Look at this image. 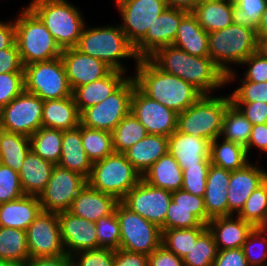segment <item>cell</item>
Listing matches in <instances>:
<instances>
[{
    "mask_svg": "<svg viewBox=\"0 0 267 266\" xmlns=\"http://www.w3.org/2000/svg\"><path fill=\"white\" fill-rule=\"evenodd\" d=\"M39 197L23 195L0 204V227L27 230L41 212Z\"/></svg>",
    "mask_w": 267,
    "mask_h": 266,
    "instance_id": "cell-27",
    "label": "cell"
},
{
    "mask_svg": "<svg viewBox=\"0 0 267 266\" xmlns=\"http://www.w3.org/2000/svg\"><path fill=\"white\" fill-rule=\"evenodd\" d=\"M71 257L72 266H113L115 250L101 247L77 252Z\"/></svg>",
    "mask_w": 267,
    "mask_h": 266,
    "instance_id": "cell-52",
    "label": "cell"
},
{
    "mask_svg": "<svg viewBox=\"0 0 267 266\" xmlns=\"http://www.w3.org/2000/svg\"><path fill=\"white\" fill-rule=\"evenodd\" d=\"M256 38H267V3L261 16L260 24L256 29Z\"/></svg>",
    "mask_w": 267,
    "mask_h": 266,
    "instance_id": "cell-66",
    "label": "cell"
},
{
    "mask_svg": "<svg viewBox=\"0 0 267 266\" xmlns=\"http://www.w3.org/2000/svg\"><path fill=\"white\" fill-rule=\"evenodd\" d=\"M136 86L134 77H129L115 92L101 103L81 113L83 126L112 132L121 120L130 113L131 98Z\"/></svg>",
    "mask_w": 267,
    "mask_h": 266,
    "instance_id": "cell-10",
    "label": "cell"
},
{
    "mask_svg": "<svg viewBox=\"0 0 267 266\" xmlns=\"http://www.w3.org/2000/svg\"><path fill=\"white\" fill-rule=\"evenodd\" d=\"M213 266H249L242 248L218 250Z\"/></svg>",
    "mask_w": 267,
    "mask_h": 266,
    "instance_id": "cell-59",
    "label": "cell"
},
{
    "mask_svg": "<svg viewBox=\"0 0 267 266\" xmlns=\"http://www.w3.org/2000/svg\"><path fill=\"white\" fill-rule=\"evenodd\" d=\"M24 90L43 101L72 96L61 57L24 66Z\"/></svg>",
    "mask_w": 267,
    "mask_h": 266,
    "instance_id": "cell-8",
    "label": "cell"
},
{
    "mask_svg": "<svg viewBox=\"0 0 267 266\" xmlns=\"http://www.w3.org/2000/svg\"><path fill=\"white\" fill-rule=\"evenodd\" d=\"M218 139L220 137L211 141L210 144L211 164L225 170L235 171L250 162L245 147L225 139H222L223 142L219 143Z\"/></svg>",
    "mask_w": 267,
    "mask_h": 266,
    "instance_id": "cell-36",
    "label": "cell"
},
{
    "mask_svg": "<svg viewBox=\"0 0 267 266\" xmlns=\"http://www.w3.org/2000/svg\"><path fill=\"white\" fill-rule=\"evenodd\" d=\"M29 258L26 231L0 227V259L22 266Z\"/></svg>",
    "mask_w": 267,
    "mask_h": 266,
    "instance_id": "cell-37",
    "label": "cell"
},
{
    "mask_svg": "<svg viewBox=\"0 0 267 266\" xmlns=\"http://www.w3.org/2000/svg\"><path fill=\"white\" fill-rule=\"evenodd\" d=\"M130 113L146 128L148 134L169 137L177 130L178 114L146 96L137 86L132 94Z\"/></svg>",
    "mask_w": 267,
    "mask_h": 266,
    "instance_id": "cell-16",
    "label": "cell"
},
{
    "mask_svg": "<svg viewBox=\"0 0 267 266\" xmlns=\"http://www.w3.org/2000/svg\"><path fill=\"white\" fill-rule=\"evenodd\" d=\"M257 52L267 58V38H257Z\"/></svg>",
    "mask_w": 267,
    "mask_h": 266,
    "instance_id": "cell-67",
    "label": "cell"
},
{
    "mask_svg": "<svg viewBox=\"0 0 267 266\" xmlns=\"http://www.w3.org/2000/svg\"><path fill=\"white\" fill-rule=\"evenodd\" d=\"M172 45L190 55L209 57L208 33L191 12L181 19Z\"/></svg>",
    "mask_w": 267,
    "mask_h": 266,
    "instance_id": "cell-31",
    "label": "cell"
},
{
    "mask_svg": "<svg viewBox=\"0 0 267 266\" xmlns=\"http://www.w3.org/2000/svg\"><path fill=\"white\" fill-rule=\"evenodd\" d=\"M15 43V23L0 21V50L10 48Z\"/></svg>",
    "mask_w": 267,
    "mask_h": 266,
    "instance_id": "cell-64",
    "label": "cell"
},
{
    "mask_svg": "<svg viewBox=\"0 0 267 266\" xmlns=\"http://www.w3.org/2000/svg\"><path fill=\"white\" fill-rule=\"evenodd\" d=\"M172 201L176 203V207L205 208L203 197L193 195L182 189L172 192Z\"/></svg>",
    "mask_w": 267,
    "mask_h": 266,
    "instance_id": "cell-61",
    "label": "cell"
},
{
    "mask_svg": "<svg viewBox=\"0 0 267 266\" xmlns=\"http://www.w3.org/2000/svg\"><path fill=\"white\" fill-rule=\"evenodd\" d=\"M161 70L187 82L188 53L173 45L159 48L149 57Z\"/></svg>",
    "mask_w": 267,
    "mask_h": 266,
    "instance_id": "cell-43",
    "label": "cell"
},
{
    "mask_svg": "<svg viewBox=\"0 0 267 266\" xmlns=\"http://www.w3.org/2000/svg\"><path fill=\"white\" fill-rule=\"evenodd\" d=\"M148 266H185L183 259L160 245L148 255Z\"/></svg>",
    "mask_w": 267,
    "mask_h": 266,
    "instance_id": "cell-58",
    "label": "cell"
},
{
    "mask_svg": "<svg viewBox=\"0 0 267 266\" xmlns=\"http://www.w3.org/2000/svg\"><path fill=\"white\" fill-rule=\"evenodd\" d=\"M54 167L55 164L30 150L18 173L24 194L39 197L47 186Z\"/></svg>",
    "mask_w": 267,
    "mask_h": 266,
    "instance_id": "cell-29",
    "label": "cell"
},
{
    "mask_svg": "<svg viewBox=\"0 0 267 266\" xmlns=\"http://www.w3.org/2000/svg\"><path fill=\"white\" fill-rule=\"evenodd\" d=\"M188 13L182 9L166 8L149 27L145 37L134 47L139 59L149 58L159 48L172 45L181 19Z\"/></svg>",
    "mask_w": 267,
    "mask_h": 266,
    "instance_id": "cell-17",
    "label": "cell"
},
{
    "mask_svg": "<svg viewBox=\"0 0 267 266\" xmlns=\"http://www.w3.org/2000/svg\"><path fill=\"white\" fill-rule=\"evenodd\" d=\"M209 57L226 75V84L236 78L229 65H241L257 51L256 31L252 28L231 24L228 27L208 33Z\"/></svg>",
    "mask_w": 267,
    "mask_h": 266,
    "instance_id": "cell-2",
    "label": "cell"
},
{
    "mask_svg": "<svg viewBox=\"0 0 267 266\" xmlns=\"http://www.w3.org/2000/svg\"><path fill=\"white\" fill-rule=\"evenodd\" d=\"M211 141L175 130L168 137V153L182 170L193 166H210Z\"/></svg>",
    "mask_w": 267,
    "mask_h": 266,
    "instance_id": "cell-20",
    "label": "cell"
},
{
    "mask_svg": "<svg viewBox=\"0 0 267 266\" xmlns=\"http://www.w3.org/2000/svg\"><path fill=\"white\" fill-rule=\"evenodd\" d=\"M266 179L267 172L251 162L231 171L227 189L228 216L238 214L252 192Z\"/></svg>",
    "mask_w": 267,
    "mask_h": 266,
    "instance_id": "cell-21",
    "label": "cell"
},
{
    "mask_svg": "<svg viewBox=\"0 0 267 266\" xmlns=\"http://www.w3.org/2000/svg\"><path fill=\"white\" fill-rule=\"evenodd\" d=\"M17 16L14 20L15 42L23 66L61 56L62 49L42 20L28 6Z\"/></svg>",
    "mask_w": 267,
    "mask_h": 266,
    "instance_id": "cell-4",
    "label": "cell"
},
{
    "mask_svg": "<svg viewBox=\"0 0 267 266\" xmlns=\"http://www.w3.org/2000/svg\"><path fill=\"white\" fill-rule=\"evenodd\" d=\"M194 227H207L206 208L176 207V203L171 201L161 231Z\"/></svg>",
    "mask_w": 267,
    "mask_h": 266,
    "instance_id": "cell-41",
    "label": "cell"
},
{
    "mask_svg": "<svg viewBox=\"0 0 267 266\" xmlns=\"http://www.w3.org/2000/svg\"><path fill=\"white\" fill-rule=\"evenodd\" d=\"M0 126H1V108H0Z\"/></svg>",
    "mask_w": 267,
    "mask_h": 266,
    "instance_id": "cell-74",
    "label": "cell"
},
{
    "mask_svg": "<svg viewBox=\"0 0 267 266\" xmlns=\"http://www.w3.org/2000/svg\"><path fill=\"white\" fill-rule=\"evenodd\" d=\"M225 1L232 6H237L242 0H225Z\"/></svg>",
    "mask_w": 267,
    "mask_h": 266,
    "instance_id": "cell-69",
    "label": "cell"
},
{
    "mask_svg": "<svg viewBox=\"0 0 267 266\" xmlns=\"http://www.w3.org/2000/svg\"><path fill=\"white\" fill-rule=\"evenodd\" d=\"M210 166H193L182 171V190L203 197Z\"/></svg>",
    "mask_w": 267,
    "mask_h": 266,
    "instance_id": "cell-54",
    "label": "cell"
},
{
    "mask_svg": "<svg viewBox=\"0 0 267 266\" xmlns=\"http://www.w3.org/2000/svg\"><path fill=\"white\" fill-rule=\"evenodd\" d=\"M75 48L83 54L103 61L112 70L127 71L121 63L123 58H134L136 63L139 61L134 46L129 42L120 25L84 27Z\"/></svg>",
    "mask_w": 267,
    "mask_h": 266,
    "instance_id": "cell-3",
    "label": "cell"
},
{
    "mask_svg": "<svg viewBox=\"0 0 267 266\" xmlns=\"http://www.w3.org/2000/svg\"><path fill=\"white\" fill-rule=\"evenodd\" d=\"M44 101L24 90L1 108V126L4 130L31 137L42 127Z\"/></svg>",
    "mask_w": 267,
    "mask_h": 266,
    "instance_id": "cell-11",
    "label": "cell"
},
{
    "mask_svg": "<svg viewBox=\"0 0 267 266\" xmlns=\"http://www.w3.org/2000/svg\"><path fill=\"white\" fill-rule=\"evenodd\" d=\"M24 91V72L0 74V108Z\"/></svg>",
    "mask_w": 267,
    "mask_h": 266,
    "instance_id": "cell-53",
    "label": "cell"
},
{
    "mask_svg": "<svg viewBox=\"0 0 267 266\" xmlns=\"http://www.w3.org/2000/svg\"><path fill=\"white\" fill-rule=\"evenodd\" d=\"M86 183L87 179L81 174L55 165L47 186L39 195L42 211L53 213L68 211L74 198Z\"/></svg>",
    "mask_w": 267,
    "mask_h": 266,
    "instance_id": "cell-12",
    "label": "cell"
},
{
    "mask_svg": "<svg viewBox=\"0 0 267 266\" xmlns=\"http://www.w3.org/2000/svg\"><path fill=\"white\" fill-rule=\"evenodd\" d=\"M252 126L251 122L231 103L223 116L220 138L246 147Z\"/></svg>",
    "mask_w": 267,
    "mask_h": 266,
    "instance_id": "cell-39",
    "label": "cell"
},
{
    "mask_svg": "<svg viewBox=\"0 0 267 266\" xmlns=\"http://www.w3.org/2000/svg\"><path fill=\"white\" fill-rule=\"evenodd\" d=\"M122 1H124V0H115V3L118 4V3L122 2Z\"/></svg>",
    "mask_w": 267,
    "mask_h": 266,
    "instance_id": "cell-73",
    "label": "cell"
},
{
    "mask_svg": "<svg viewBox=\"0 0 267 266\" xmlns=\"http://www.w3.org/2000/svg\"><path fill=\"white\" fill-rule=\"evenodd\" d=\"M247 65L244 78L241 80L261 83L267 81V58L263 57L257 51L251 54L241 65Z\"/></svg>",
    "mask_w": 267,
    "mask_h": 266,
    "instance_id": "cell-55",
    "label": "cell"
},
{
    "mask_svg": "<svg viewBox=\"0 0 267 266\" xmlns=\"http://www.w3.org/2000/svg\"><path fill=\"white\" fill-rule=\"evenodd\" d=\"M10 72H24L16 42L10 48L0 50V74Z\"/></svg>",
    "mask_w": 267,
    "mask_h": 266,
    "instance_id": "cell-56",
    "label": "cell"
},
{
    "mask_svg": "<svg viewBox=\"0 0 267 266\" xmlns=\"http://www.w3.org/2000/svg\"><path fill=\"white\" fill-rule=\"evenodd\" d=\"M118 202L114 196L97 191L86 183L74 198L68 211L77 217L96 222L110 215Z\"/></svg>",
    "mask_w": 267,
    "mask_h": 266,
    "instance_id": "cell-22",
    "label": "cell"
},
{
    "mask_svg": "<svg viewBox=\"0 0 267 266\" xmlns=\"http://www.w3.org/2000/svg\"><path fill=\"white\" fill-rule=\"evenodd\" d=\"M218 250L242 248L254 226L234 215L210 219L207 224Z\"/></svg>",
    "mask_w": 267,
    "mask_h": 266,
    "instance_id": "cell-24",
    "label": "cell"
},
{
    "mask_svg": "<svg viewBox=\"0 0 267 266\" xmlns=\"http://www.w3.org/2000/svg\"><path fill=\"white\" fill-rule=\"evenodd\" d=\"M30 258L64 255L58 213L42 211L26 230Z\"/></svg>",
    "mask_w": 267,
    "mask_h": 266,
    "instance_id": "cell-15",
    "label": "cell"
},
{
    "mask_svg": "<svg viewBox=\"0 0 267 266\" xmlns=\"http://www.w3.org/2000/svg\"><path fill=\"white\" fill-rule=\"evenodd\" d=\"M252 125L267 123V103H232Z\"/></svg>",
    "mask_w": 267,
    "mask_h": 266,
    "instance_id": "cell-57",
    "label": "cell"
},
{
    "mask_svg": "<svg viewBox=\"0 0 267 266\" xmlns=\"http://www.w3.org/2000/svg\"><path fill=\"white\" fill-rule=\"evenodd\" d=\"M99 246L102 248H120V224L115 210L95 222Z\"/></svg>",
    "mask_w": 267,
    "mask_h": 266,
    "instance_id": "cell-49",
    "label": "cell"
},
{
    "mask_svg": "<svg viewBox=\"0 0 267 266\" xmlns=\"http://www.w3.org/2000/svg\"><path fill=\"white\" fill-rule=\"evenodd\" d=\"M28 7L42 20L60 48H74L86 26L79 9L67 0H32Z\"/></svg>",
    "mask_w": 267,
    "mask_h": 266,
    "instance_id": "cell-5",
    "label": "cell"
},
{
    "mask_svg": "<svg viewBox=\"0 0 267 266\" xmlns=\"http://www.w3.org/2000/svg\"><path fill=\"white\" fill-rule=\"evenodd\" d=\"M168 153V137L148 134L123 154L142 176L161 156Z\"/></svg>",
    "mask_w": 267,
    "mask_h": 266,
    "instance_id": "cell-30",
    "label": "cell"
},
{
    "mask_svg": "<svg viewBox=\"0 0 267 266\" xmlns=\"http://www.w3.org/2000/svg\"><path fill=\"white\" fill-rule=\"evenodd\" d=\"M58 165L77 172L86 179L90 177L92 163L82 145L81 123L76 128L63 131L62 152Z\"/></svg>",
    "mask_w": 267,
    "mask_h": 266,
    "instance_id": "cell-28",
    "label": "cell"
},
{
    "mask_svg": "<svg viewBox=\"0 0 267 266\" xmlns=\"http://www.w3.org/2000/svg\"><path fill=\"white\" fill-rule=\"evenodd\" d=\"M232 12L233 6L225 0L200 3L191 11L207 33L224 29L233 24Z\"/></svg>",
    "mask_w": 267,
    "mask_h": 266,
    "instance_id": "cell-34",
    "label": "cell"
},
{
    "mask_svg": "<svg viewBox=\"0 0 267 266\" xmlns=\"http://www.w3.org/2000/svg\"><path fill=\"white\" fill-rule=\"evenodd\" d=\"M25 195L18 172L0 163V204Z\"/></svg>",
    "mask_w": 267,
    "mask_h": 266,
    "instance_id": "cell-50",
    "label": "cell"
},
{
    "mask_svg": "<svg viewBox=\"0 0 267 266\" xmlns=\"http://www.w3.org/2000/svg\"><path fill=\"white\" fill-rule=\"evenodd\" d=\"M58 218L66 254L72 256L77 252L101 248L95 222L77 217L69 211L58 213Z\"/></svg>",
    "mask_w": 267,
    "mask_h": 266,
    "instance_id": "cell-18",
    "label": "cell"
},
{
    "mask_svg": "<svg viewBox=\"0 0 267 266\" xmlns=\"http://www.w3.org/2000/svg\"><path fill=\"white\" fill-rule=\"evenodd\" d=\"M206 229L207 227H194L163 230L161 245L183 259Z\"/></svg>",
    "mask_w": 267,
    "mask_h": 266,
    "instance_id": "cell-44",
    "label": "cell"
},
{
    "mask_svg": "<svg viewBox=\"0 0 267 266\" xmlns=\"http://www.w3.org/2000/svg\"><path fill=\"white\" fill-rule=\"evenodd\" d=\"M115 212L120 224V249L149 255L161 245L159 226L131 211L121 201Z\"/></svg>",
    "mask_w": 267,
    "mask_h": 266,
    "instance_id": "cell-9",
    "label": "cell"
},
{
    "mask_svg": "<svg viewBox=\"0 0 267 266\" xmlns=\"http://www.w3.org/2000/svg\"><path fill=\"white\" fill-rule=\"evenodd\" d=\"M254 146L262 152L267 148V123L252 126L250 139L245 147L248 156Z\"/></svg>",
    "mask_w": 267,
    "mask_h": 266,
    "instance_id": "cell-62",
    "label": "cell"
},
{
    "mask_svg": "<svg viewBox=\"0 0 267 266\" xmlns=\"http://www.w3.org/2000/svg\"><path fill=\"white\" fill-rule=\"evenodd\" d=\"M230 177L231 171L210 165L203 196L207 211V224L210 219L228 216L227 189Z\"/></svg>",
    "mask_w": 267,
    "mask_h": 266,
    "instance_id": "cell-25",
    "label": "cell"
},
{
    "mask_svg": "<svg viewBox=\"0 0 267 266\" xmlns=\"http://www.w3.org/2000/svg\"><path fill=\"white\" fill-rule=\"evenodd\" d=\"M209 1H216V0H196V5L204 2H209Z\"/></svg>",
    "mask_w": 267,
    "mask_h": 266,
    "instance_id": "cell-71",
    "label": "cell"
},
{
    "mask_svg": "<svg viewBox=\"0 0 267 266\" xmlns=\"http://www.w3.org/2000/svg\"><path fill=\"white\" fill-rule=\"evenodd\" d=\"M3 128H2V126H0V137H1V134H2V132H3Z\"/></svg>",
    "mask_w": 267,
    "mask_h": 266,
    "instance_id": "cell-72",
    "label": "cell"
},
{
    "mask_svg": "<svg viewBox=\"0 0 267 266\" xmlns=\"http://www.w3.org/2000/svg\"><path fill=\"white\" fill-rule=\"evenodd\" d=\"M237 216L251 223L254 227H259L265 221L267 216V179L252 192Z\"/></svg>",
    "mask_w": 267,
    "mask_h": 266,
    "instance_id": "cell-46",
    "label": "cell"
},
{
    "mask_svg": "<svg viewBox=\"0 0 267 266\" xmlns=\"http://www.w3.org/2000/svg\"><path fill=\"white\" fill-rule=\"evenodd\" d=\"M147 135L146 128L129 113L112 131L114 153H124Z\"/></svg>",
    "mask_w": 267,
    "mask_h": 266,
    "instance_id": "cell-40",
    "label": "cell"
},
{
    "mask_svg": "<svg viewBox=\"0 0 267 266\" xmlns=\"http://www.w3.org/2000/svg\"><path fill=\"white\" fill-rule=\"evenodd\" d=\"M136 86L149 98L182 113L202 94L180 77L161 70L150 58L139 59L134 74Z\"/></svg>",
    "mask_w": 267,
    "mask_h": 266,
    "instance_id": "cell-1",
    "label": "cell"
},
{
    "mask_svg": "<svg viewBox=\"0 0 267 266\" xmlns=\"http://www.w3.org/2000/svg\"><path fill=\"white\" fill-rule=\"evenodd\" d=\"M187 82L202 95H210L214 89L226 84V75L210 57H199L188 53Z\"/></svg>",
    "mask_w": 267,
    "mask_h": 266,
    "instance_id": "cell-26",
    "label": "cell"
},
{
    "mask_svg": "<svg viewBox=\"0 0 267 266\" xmlns=\"http://www.w3.org/2000/svg\"><path fill=\"white\" fill-rule=\"evenodd\" d=\"M264 232H267V216L265 221L259 226Z\"/></svg>",
    "mask_w": 267,
    "mask_h": 266,
    "instance_id": "cell-70",
    "label": "cell"
},
{
    "mask_svg": "<svg viewBox=\"0 0 267 266\" xmlns=\"http://www.w3.org/2000/svg\"><path fill=\"white\" fill-rule=\"evenodd\" d=\"M60 57L72 90L99 80L112 70L103 61L83 54L75 47L63 49Z\"/></svg>",
    "mask_w": 267,
    "mask_h": 266,
    "instance_id": "cell-19",
    "label": "cell"
},
{
    "mask_svg": "<svg viewBox=\"0 0 267 266\" xmlns=\"http://www.w3.org/2000/svg\"><path fill=\"white\" fill-rule=\"evenodd\" d=\"M218 248L208 228L197 238L195 244L183 258L185 266H213Z\"/></svg>",
    "mask_w": 267,
    "mask_h": 266,
    "instance_id": "cell-45",
    "label": "cell"
},
{
    "mask_svg": "<svg viewBox=\"0 0 267 266\" xmlns=\"http://www.w3.org/2000/svg\"><path fill=\"white\" fill-rule=\"evenodd\" d=\"M267 234L260 227H254L243 243L242 249L249 266H267ZM261 250H259V249ZM259 252L256 251L257 250Z\"/></svg>",
    "mask_w": 267,
    "mask_h": 266,
    "instance_id": "cell-48",
    "label": "cell"
},
{
    "mask_svg": "<svg viewBox=\"0 0 267 266\" xmlns=\"http://www.w3.org/2000/svg\"><path fill=\"white\" fill-rule=\"evenodd\" d=\"M30 148V137L3 130L0 137V163L21 170Z\"/></svg>",
    "mask_w": 267,
    "mask_h": 266,
    "instance_id": "cell-35",
    "label": "cell"
},
{
    "mask_svg": "<svg viewBox=\"0 0 267 266\" xmlns=\"http://www.w3.org/2000/svg\"><path fill=\"white\" fill-rule=\"evenodd\" d=\"M126 72L111 70L103 78L72 90V97L80 114L87 108L104 101L112 95L129 77Z\"/></svg>",
    "mask_w": 267,
    "mask_h": 266,
    "instance_id": "cell-23",
    "label": "cell"
},
{
    "mask_svg": "<svg viewBox=\"0 0 267 266\" xmlns=\"http://www.w3.org/2000/svg\"><path fill=\"white\" fill-rule=\"evenodd\" d=\"M0 266H20L14 262L0 259Z\"/></svg>",
    "mask_w": 267,
    "mask_h": 266,
    "instance_id": "cell-68",
    "label": "cell"
},
{
    "mask_svg": "<svg viewBox=\"0 0 267 266\" xmlns=\"http://www.w3.org/2000/svg\"><path fill=\"white\" fill-rule=\"evenodd\" d=\"M116 5L123 20L119 25L134 47L145 37L155 19L168 8L166 0H124Z\"/></svg>",
    "mask_w": 267,
    "mask_h": 266,
    "instance_id": "cell-13",
    "label": "cell"
},
{
    "mask_svg": "<svg viewBox=\"0 0 267 266\" xmlns=\"http://www.w3.org/2000/svg\"><path fill=\"white\" fill-rule=\"evenodd\" d=\"M230 104V96L202 95L178 114L177 131L213 141L220 137L223 116Z\"/></svg>",
    "mask_w": 267,
    "mask_h": 266,
    "instance_id": "cell-6",
    "label": "cell"
},
{
    "mask_svg": "<svg viewBox=\"0 0 267 266\" xmlns=\"http://www.w3.org/2000/svg\"><path fill=\"white\" fill-rule=\"evenodd\" d=\"M168 7L191 12L196 7V0H166Z\"/></svg>",
    "mask_w": 267,
    "mask_h": 266,
    "instance_id": "cell-65",
    "label": "cell"
},
{
    "mask_svg": "<svg viewBox=\"0 0 267 266\" xmlns=\"http://www.w3.org/2000/svg\"><path fill=\"white\" fill-rule=\"evenodd\" d=\"M22 266H72V257L68 254L29 258Z\"/></svg>",
    "mask_w": 267,
    "mask_h": 266,
    "instance_id": "cell-63",
    "label": "cell"
},
{
    "mask_svg": "<svg viewBox=\"0 0 267 266\" xmlns=\"http://www.w3.org/2000/svg\"><path fill=\"white\" fill-rule=\"evenodd\" d=\"M62 136V130L41 127L30 137V148L44 160L57 165L62 152Z\"/></svg>",
    "mask_w": 267,
    "mask_h": 266,
    "instance_id": "cell-38",
    "label": "cell"
},
{
    "mask_svg": "<svg viewBox=\"0 0 267 266\" xmlns=\"http://www.w3.org/2000/svg\"><path fill=\"white\" fill-rule=\"evenodd\" d=\"M171 201V191L153 187L142 179L121 200L131 211L160 228L165 224Z\"/></svg>",
    "mask_w": 267,
    "mask_h": 266,
    "instance_id": "cell-14",
    "label": "cell"
},
{
    "mask_svg": "<svg viewBox=\"0 0 267 266\" xmlns=\"http://www.w3.org/2000/svg\"><path fill=\"white\" fill-rule=\"evenodd\" d=\"M182 171L174 157L167 153L147 169L142 180L153 187L173 192L182 188Z\"/></svg>",
    "mask_w": 267,
    "mask_h": 266,
    "instance_id": "cell-33",
    "label": "cell"
},
{
    "mask_svg": "<svg viewBox=\"0 0 267 266\" xmlns=\"http://www.w3.org/2000/svg\"><path fill=\"white\" fill-rule=\"evenodd\" d=\"M240 81L242 82V85L229 95L231 103H267V81L261 83L247 80Z\"/></svg>",
    "mask_w": 267,
    "mask_h": 266,
    "instance_id": "cell-51",
    "label": "cell"
},
{
    "mask_svg": "<svg viewBox=\"0 0 267 266\" xmlns=\"http://www.w3.org/2000/svg\"><path fill=\"white\" fill-rule=\"evenodd\" d=\"M266 3L267 0H242L237 6H233V24L243 25L256 31Z\"/></svg>",
    "mask_w": 267,
    "mask_h": 266,
    "instance_id": "cell-47",
    "label": "cell"
},
{
    "mask_svg": "<svg viewBox=\"0 0 267 266\" xmlns=\"http://www.w3.org/2000/svg\"><path fill=\"white\" fill-rule=\"evenodd\" d=\"M80 117L72 96L43 103L42 127L62 131L73 129L80 125Z\"/></svg>",
    "mask_w": 267,
    "mask_h": 266,
    "instance_id": "cell-32",
    "label": "cell"
},
{
    "mask_svg": "<svg viewBox=\"0 0 267 266\" xmlns=\"http://www.w3.org/2000/svg\"><path fill=\"white\" fill-rule=\"evenodd\" d=\"M113 266H148V255L119 248L115 250Z\"/></svg>",
    "mask_w": 267,
    "mask_h": 266,
    "instance_id": "cell-60",
    "label": "cell"
},
{
    "mask_svg": "<svg viewBox=\"0 0 267 266\" xmlns=\"http://www.w3.org/2000/svg\"><path fill=\"white\" fill-rule=\"evenodd\" d=\"M141 179L142 176L123 153H113L92 164L87 183L93 189L121 201Z\"/></svg>",
    "mask_w": 267,
    "mask_h": 266,
    "instance_id": "cell-7",
    "label": "cell"
},
{
    "mask_svg": "<svg viewBox=\"0 0 267 266\" xmlns=\"http://www.w3.org/2000/svg\"><path fill=\"white\" fill-rule=\"evenodd\" d=\"M81 138L83 148L92 164L114 153L112 132L89 128L81 124Z\"/></svg>",
    "mask_w": 267,
    "mask_h": 266,
    "instance_id": "cell-42",
    "label": "cell"
}]
</instances>
